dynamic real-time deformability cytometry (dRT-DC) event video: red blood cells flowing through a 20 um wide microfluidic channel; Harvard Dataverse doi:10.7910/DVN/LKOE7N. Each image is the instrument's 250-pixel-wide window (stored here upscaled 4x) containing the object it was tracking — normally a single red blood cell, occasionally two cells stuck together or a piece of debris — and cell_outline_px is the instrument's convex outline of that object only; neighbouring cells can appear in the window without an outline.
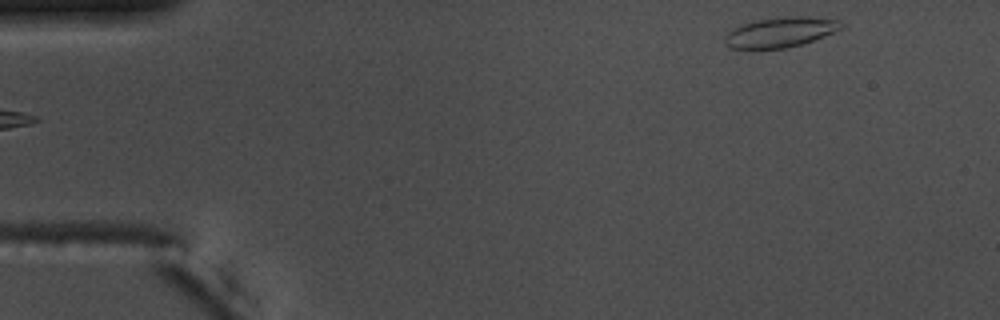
{"species": "common noctule bat (a hibernating species)", "species_latin": "Nyctalus noctula", "temperature_condition": "warm", "stored_images_in_passage": 50, "camera_frame_rate_fps": 3000, "um_per_image_px": 0.085, "animal": {"sex": "male", "body_mass_g": 17.5, "forearm_length_mm": 52.3}, "frame": {"image": 1, "passage_image": 1, "time_ms": 0.0, "image_size_px": [1000, 320], "cell_outline_px": [[844, 24], [840, 28], [832, 32], [812, 40], [800, 44], [784, 48], [732, 48], [724, 44], [724, 40], [728, 32], [732, 28], [740, 24], [752, 20], [784, 16], [804, 16], [840, 20]], "centroid_in_image_um": [66.28, 2.71], "position_along_channel_um": 18.7, "area_um2": 20.23}}
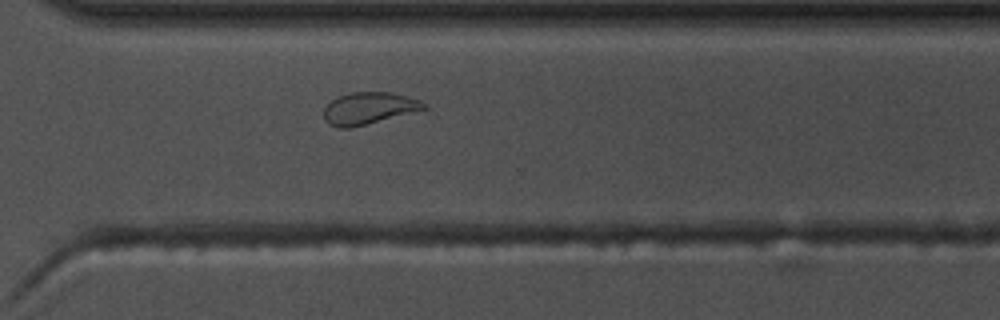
{"frame": {"image": 2, "passage_image": 35, "time_ms": 11.333, "image_size_px": [1000, 320], "cell_outline_px": [[428, 108], [348, 128], [340, 128], [328, 124], [324, 120], [324, 108], [332, 100], [340, 96], [352, 92], [392, 92], [420, 100], [428, 104]], "centroid_in_image_um": [31.34, 9.19], "position_along_channel_um": 339.3, "area_um2": 18.32}}
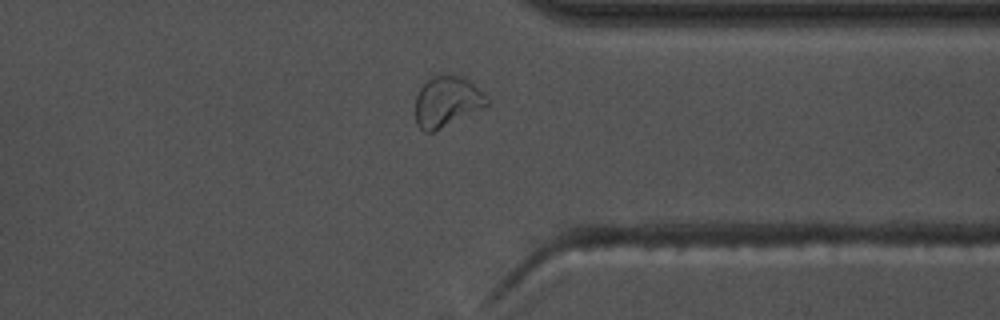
{"frame": {"image": 3, "passage_image": 38, "time_ms": 12.333, "image_size_px": [1000, 320], "cell_outline_px": [[488, 104], [432, 132], [424, 132], [416, 124], [416, 96], [420, 88], [432, 76], [464, 76], [488, 100]], "centroid_in_image_um": [37.92, 8.64], "position_along_channel_um": 373.5, "area_um2": 20.17}, "authors_computed_cell_mechanics": {"area_um2": 19.2763, "velocity_mm_per_s": 3.6795, "shape_relaxation_time_tau1_ms": null, "shape_relaxation_time_tau2_ms": 0.9737, "deformation_change_tau1": null, "deformation_change_tau2": 0.0625}}